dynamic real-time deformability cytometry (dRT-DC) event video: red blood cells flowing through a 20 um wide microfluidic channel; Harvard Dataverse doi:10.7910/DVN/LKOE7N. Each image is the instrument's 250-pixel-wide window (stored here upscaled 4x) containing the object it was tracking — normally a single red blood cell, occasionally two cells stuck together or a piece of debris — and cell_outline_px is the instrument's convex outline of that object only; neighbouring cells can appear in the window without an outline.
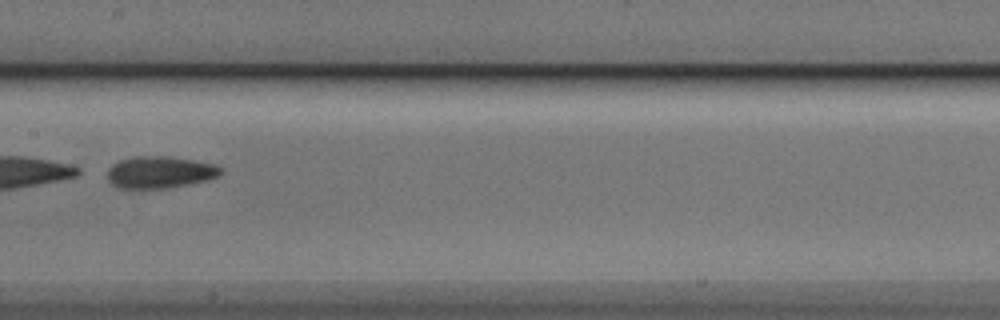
{"species": "Egyptian fruit bat (a non-hibernating species)", "species_latin": "Rousettus aegyptiacus", "temperature_condition": "cold", "stored_images_in_passage": 35, "camera_frame_rate_fps": 3000, "um_per_image_px": 0.085, "animal": {"sex": "male"}, "frame": {"image": 1, "passage_image": 16, "time_ms": 5.0, "image_size_px": [1000, 320], "cell_outline_px": [[224, 168], [220, 176], [208, 180], [168, 188], [116, 188], [108, 180], [108, 168], [112, 164], [120, 160], [136, 156], [168, 156], [216, 164]], "centroid_in_image_um": [13.62, 14.64], "position_along_channel_um": 193.8, "area_um2": 21.27}}